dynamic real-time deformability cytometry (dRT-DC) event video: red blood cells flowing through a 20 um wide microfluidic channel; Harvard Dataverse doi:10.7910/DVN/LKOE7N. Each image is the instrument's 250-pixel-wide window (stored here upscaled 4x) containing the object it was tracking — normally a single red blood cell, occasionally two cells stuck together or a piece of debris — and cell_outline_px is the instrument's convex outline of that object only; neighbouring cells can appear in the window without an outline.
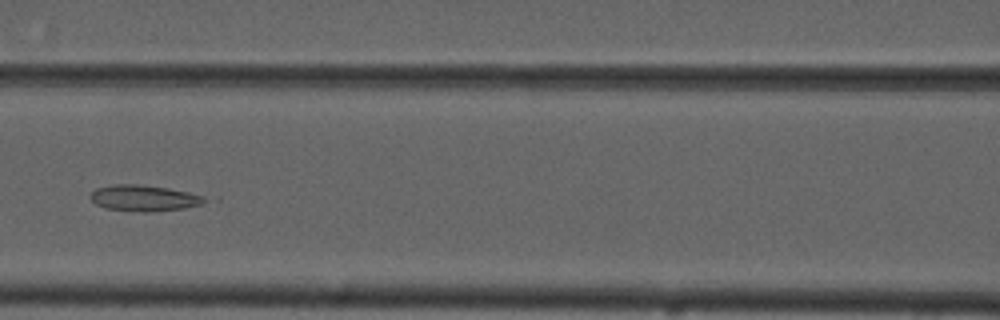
{"species": "common noctule bat (a hibernating species)", "species_latin": "Nyctalus noctula", "temperature_condition": "cold", "stored_images_in_passage": 8, "camera_frame_rate_fps": 3000, "um_per_image_px": 0.085, "animal": {"sex": "male", "forearm_length_mm": 52.5}, "frame": {"image": 1, "passage_image": 6, "time_ms": 6.0, "image_size_px": [1000, 320], "cell_outline_px": [[208, 200], [200, 204], [184, 208], [152, 212], [144, 212], [104, 208], [96, 204], [88, 196], [96, 188], [116, 184], [136, 184], [168, 188], [188, 192], [204, 196]], "centroid_in_image_um": [12.22, 16.84], "position_along_channel_um": 154.4, "area_um2": 17.28}}
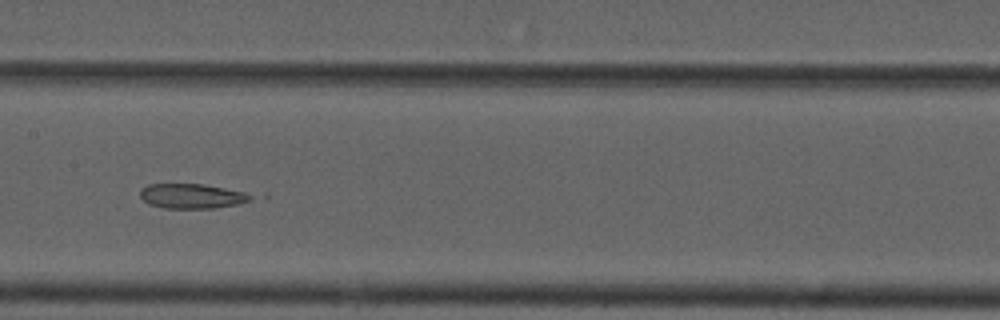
{"frame": {"image": 2, "passage_image": 7, "time_ms": 7.0, "image_size_px": [1000, 320], "cell_outline_px": [[252, 200], [240, 204], [216, 208], [164, 208], [148, 204], [140, 196], [140, 188], [148, 184], [204, 184], [244, 192], [252, 196]], "centroid_in_image_um": [16.3, 16.67], "position_along_channel_um": 191.1, "area_um2": 16.01}}
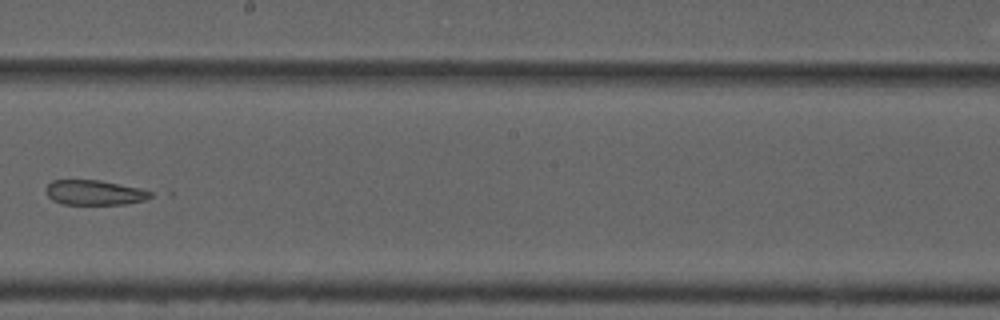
{"frame": {"image": 3, "passage_image": 8, "time_ms": 8.333, "image_size_px": [1000, 320], "cell_outline_px": [[152, 196], [144, 200], [124, 204], [64, 204], [52, 200], [48, 196], [44, 188], [52, 180], [100, 180], [140, 188], [152, 192]], "centroid_in_image_um": [8.0, 16.36], "position_along_channel_um": 240.2, "area_um2": 15.14}}